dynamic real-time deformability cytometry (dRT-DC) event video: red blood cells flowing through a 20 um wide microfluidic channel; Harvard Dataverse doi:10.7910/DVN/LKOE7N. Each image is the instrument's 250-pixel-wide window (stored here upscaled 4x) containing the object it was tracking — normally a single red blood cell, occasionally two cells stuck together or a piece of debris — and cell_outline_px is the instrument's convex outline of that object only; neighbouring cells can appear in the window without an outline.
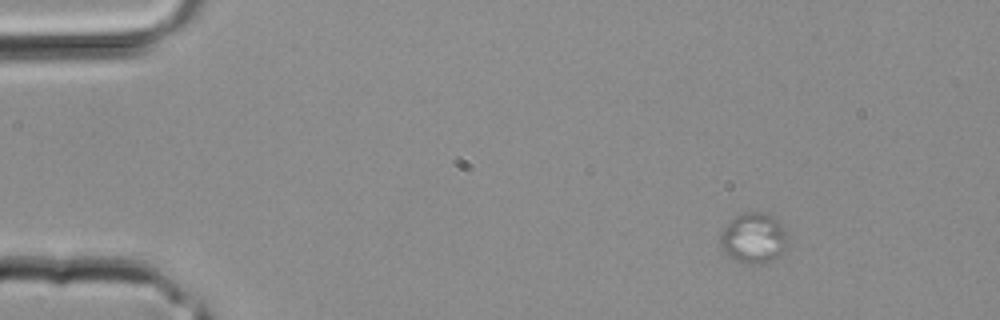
{"species": "common noctule bat (a hibernating species)", "species_latin": "Nyctalus noctula", "temperature_condition": "room temperature", "stored_images_in_passage": 3, "camera_frame_rate_fps": 3000, "um_per_image_px": 0.085, "animal": {"sex": "male", "body_mass_g": 20.4}, "frame": {"image": 1, "passage_image": 1, "time_ms": 0.0, "image_size_px": [1000, 320], "cell_outline_px": [[784, 248], [772, 260], [764, 264], [752, 264], [736, 260], [728, 256], [724, 252], [720, 244], [720, 236], [724, 228], [736, 216], [744, 212], [768, 212], [784, 228]], "centroid_in_image_um": [64.01, 20.23], "position_along_channel_um": 21.0, "area_um2": 19.25}}